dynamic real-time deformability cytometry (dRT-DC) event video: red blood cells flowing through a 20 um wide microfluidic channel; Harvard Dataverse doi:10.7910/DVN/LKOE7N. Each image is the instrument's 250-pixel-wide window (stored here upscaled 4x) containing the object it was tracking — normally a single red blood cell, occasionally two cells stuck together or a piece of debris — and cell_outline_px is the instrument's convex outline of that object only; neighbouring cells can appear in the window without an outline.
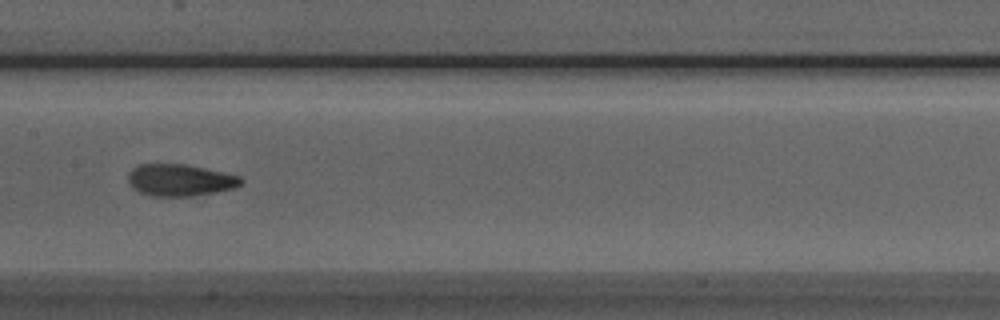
{"species": "Egyptian fruit bat (a non-hibernating species)", "species_latin": "Rousettus aegyptiacus", "temperature_condition": "room temperature", "stored_images_in_passage": 19, "camera_frame_rate_fps": 3000, "um_per_image_px": 0.085, "animal": {"sex": "male"}, "frame": {"image": 1, "passage_image": 14, "time_ms": 4.333, "image_size_px": [1000, 320], "cell_outline_px": [[244, 180], [240, 184], [232, 188], [216, 192], [192, 196], [152, 196], [136, 192], [128, 184], [128, 172], [132, 168], [140, 164], [184, 164], [204, 168], [240, 176]], "centroid_in_image_um": [15.24, 15.31], "position_along_channel_um": 192.2, "area_um2": 21.04}}